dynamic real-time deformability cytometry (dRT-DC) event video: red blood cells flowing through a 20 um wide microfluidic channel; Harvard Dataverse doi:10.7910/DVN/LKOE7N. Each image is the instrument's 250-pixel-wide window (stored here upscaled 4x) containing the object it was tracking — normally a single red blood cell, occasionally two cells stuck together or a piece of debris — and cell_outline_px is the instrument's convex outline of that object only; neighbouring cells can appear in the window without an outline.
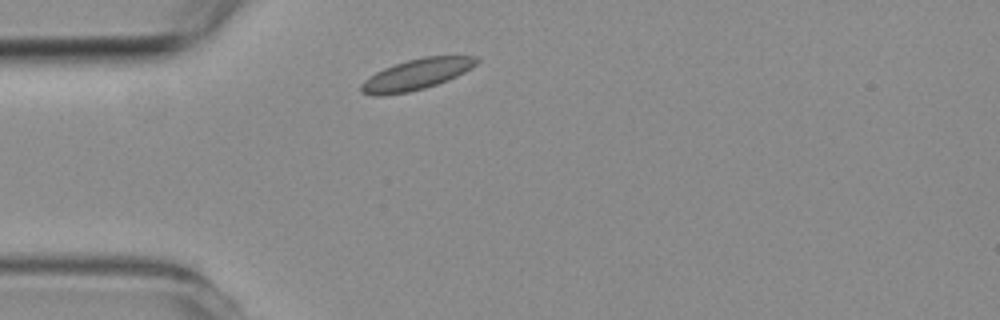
{"species": "common noctule bat (a hibernating species)", "species_latin": "Nyctalus noctula", "temperature_condition": "room temperature", "stored_images_in_passage": 2, "camera_frame_rate_fps": 3000, "um_per_image_px": 0.085, "animal": {"sex": "female", "body_mass_g": 19.3, "forearm_length_mm": 54.1}, "frame": {"image": 1, "passage_image": 1, "time_ms": 0.0, "image_size_px": [1000, 320], "cell_outline_px": [[480, 60], [472, 68], [448, 80], [424, 88], [408, 92], [384, 96], [372, 96], [360, 92], [360, 84], [368, 76], [384, 68], [408, 60], [424, 56], [476, 56]], "centroid_in_image_um": [35.36, 6.33], "position_along_channel_um": 49.6, "area_um2": 20.81}}